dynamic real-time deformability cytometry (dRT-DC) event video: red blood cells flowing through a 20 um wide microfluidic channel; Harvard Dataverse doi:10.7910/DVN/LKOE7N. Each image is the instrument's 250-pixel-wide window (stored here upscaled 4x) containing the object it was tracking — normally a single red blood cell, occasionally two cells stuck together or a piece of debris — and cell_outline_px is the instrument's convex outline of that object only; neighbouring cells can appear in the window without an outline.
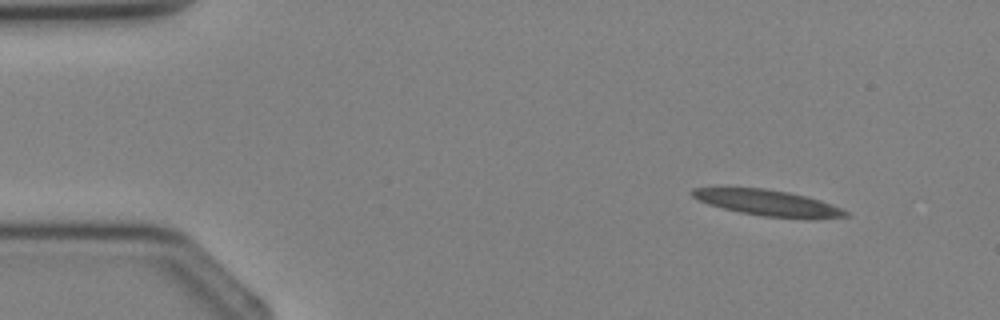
{"species": "Egyptian fruit bat (a non-hibernating species)", "species_latin": "Rousettus aegyptiacus", "temperature_condition": "cold", "stored_images_in_passage": 3, "camera_frame_rate_fps": 3000, "um_per_image_px": 0.085, "animal": {"sex": "female"}, "frame": {"image": 1, "passage_image": 1, "time_ms": 0.0, "image_size_px": [1000, 320], "cell_outline_px": [[848, 216], [816, 220], [808, 220], [764, 216], [740, 212], [708, 204], [692, 196], [692, 188], [764, 188], [788, 192], [820, 200], [840, 208], [848, 212]], "centroid_in_image_um": [65.35, 17.27], "position_along_channel_um": 19.6, "area_um2": 23.06}}
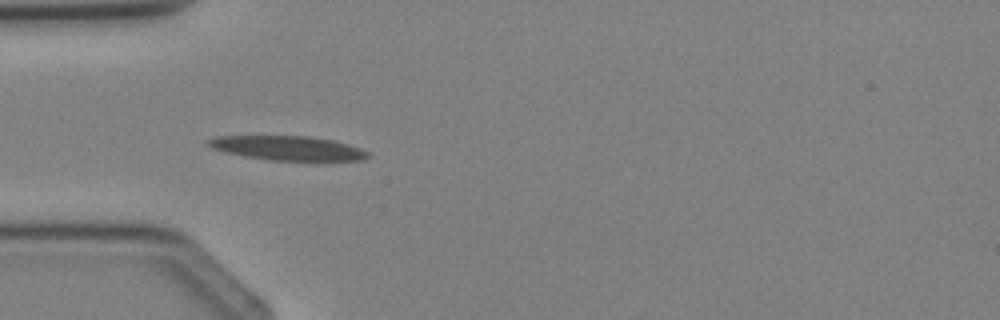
{"frame": {"image": 2, "passage_image": 3, "time_ms": 2.333, "image_size_px": [1000, 320], "cell_outline_px": [[368, 156], [364, 160], [272, 160], [248, 156], [228, 152], [212, 148], [204, 144], [204, 140], [216, 136], [308, 136], [332, 140], [348, 144], [360, 148], [368, 152]], "centroid_in_image_um": [24.42, 12.57], "position_along_channel_um": 60.6, "area_um2": 22.31}}